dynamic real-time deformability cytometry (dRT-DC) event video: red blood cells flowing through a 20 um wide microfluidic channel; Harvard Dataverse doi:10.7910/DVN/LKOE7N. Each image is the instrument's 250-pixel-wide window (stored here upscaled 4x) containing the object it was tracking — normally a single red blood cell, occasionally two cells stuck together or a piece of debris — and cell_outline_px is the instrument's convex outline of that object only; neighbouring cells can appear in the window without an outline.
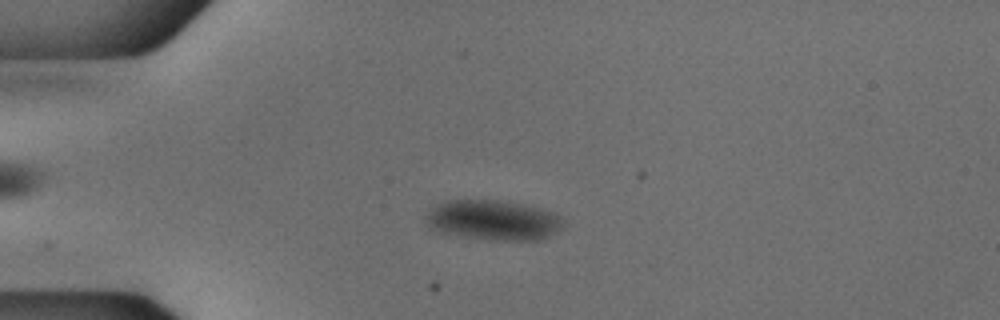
{"species": "common noctule bat (a hibernating species)", "species_latin": "Nyctalus noctula", "temperature_condition": "cold", "stored_images_in_passage": 53, "camera_frame_rate_fps": 3000, "um_per_image_px": 0.085, "animal": {"sex": "male", "body_mass_g": 18.8}, "frame": {"image": 1, "passage_image": 13, "time_ms": 4.0, "image_size_px": [1000, 320], "cell_outline_px": [[564, 220], [548, 236], [540, 240], [488, 240], [444, 232], [432, 228], [428, 224], [424, 216], [436, 204], [448, 200], [496, 200], [520, 204], [540, 208], [556, 212]], "centroid_in_image_um": [41.9, 18.7], "position_along_channel_um": 43.1, "area_um2": 31.5}}
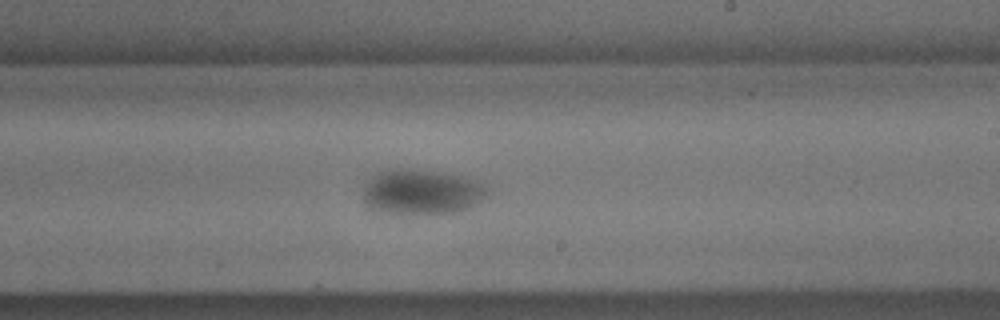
{"frame": {"image": 2, "passage_image": 32, "time_ms": 10.333, "image_size_px": [1000, 320], "cell_outline_px": [[484, 196], [472, 204], [456, 212], [408, 216], [368, 208], [364, 200], [364, 184], [376, 172], [388, 168], [408, 168], [464, 176], [480, 184], [484, 188]], "centroid_in_image_um": [35.69, 16.32], "position_along_channel_um": 253.3, "area_um2": 32.54}}
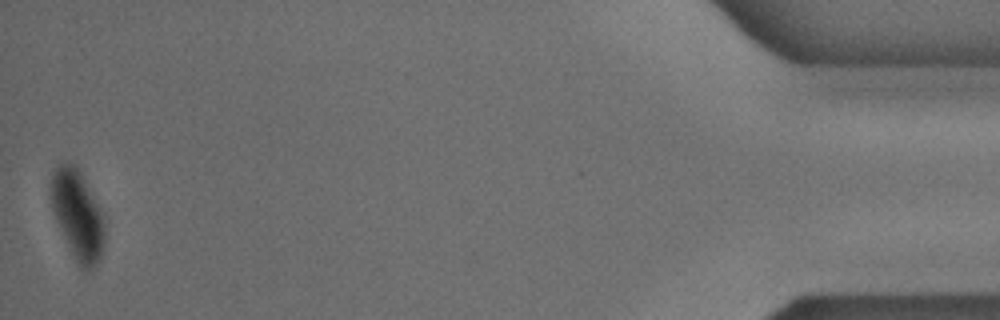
{"frame": {"image": 3, "passage_image": 53, "time_ms": 17.333, "image_size_px": [1000, 320], "cell_outline_px": [[104, 244], [100, 260], [92, 268], [84, 272], [76, 264], [68, 248], [56, 220], [52, 208], [48, 192], [52, 172], [64, 160], [76, 164], [84, 176], [104, 212]], "centroid_in_image_um": [6.59, 18.24], "position_along_channel_um": 428.6, "area_um2": 29.13}}